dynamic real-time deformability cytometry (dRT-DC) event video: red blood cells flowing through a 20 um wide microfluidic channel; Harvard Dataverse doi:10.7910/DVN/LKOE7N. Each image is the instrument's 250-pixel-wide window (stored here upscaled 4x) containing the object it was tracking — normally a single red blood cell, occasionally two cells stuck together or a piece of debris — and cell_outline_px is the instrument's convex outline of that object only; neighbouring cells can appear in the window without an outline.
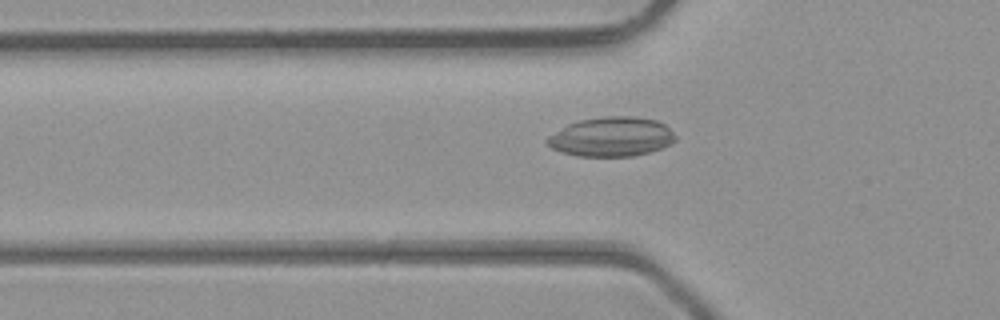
{"species": "common noctule bat (a hibernating species)", "species_latin": "Nyctalus noctula", "temperature_condition": "room temperature", "stored_images_in_passage": 47, "camera_frame_rate_fps": 3000, "um_per_image_px": 0.085, "animal": {"sex": "male", "body_mass_g": 23.1, "forearm_length_mm": 52.7}, "frame": {"image": 1, "passage_image": 16, "time_ms": 5.0, "image_size_px": [1000, 320], "cell_outline_px": [[676, 140], [660, 148], [648, 152], [632, 156], [576, 156], [560, 152], [552, 148], [544, 140], [548, 136], [568, 124], [580, 120], [604, 116], [632, 116], [656, 120], [664, 124], [676, 136]], "centroid_in_image_um": [51.94, 11.62], "position_along_channel_um": 73.9, "area_um2": 29.3}}
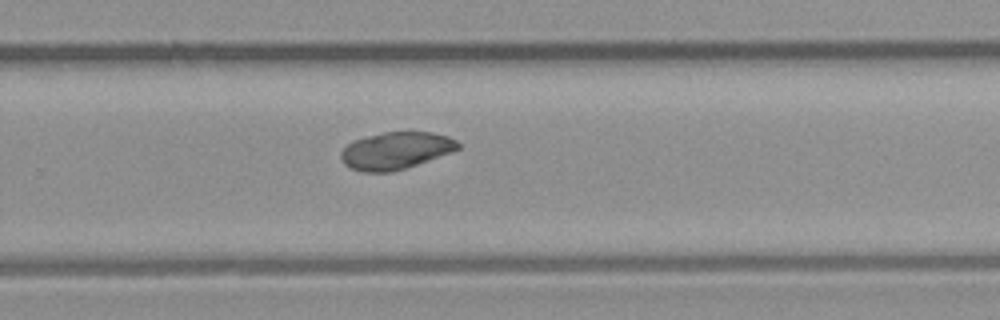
{"frame": {"image": 2, "passage_image": 31, "time_ms": 10.0, "image_size_px": [1000, 320], "cell_outline_px": [[460, 148], [452, 152], [392, 172], [360, 172], [344, 164], [340, 156], [340, 152], [352, 140], [384, 132], [432, 132], [448, 136], [456, 140], [460, 144]], "centroid_in_image_um": [33.63, 12.8], "position_along_channel_um": 296.2, "area_um2": 25.26}}
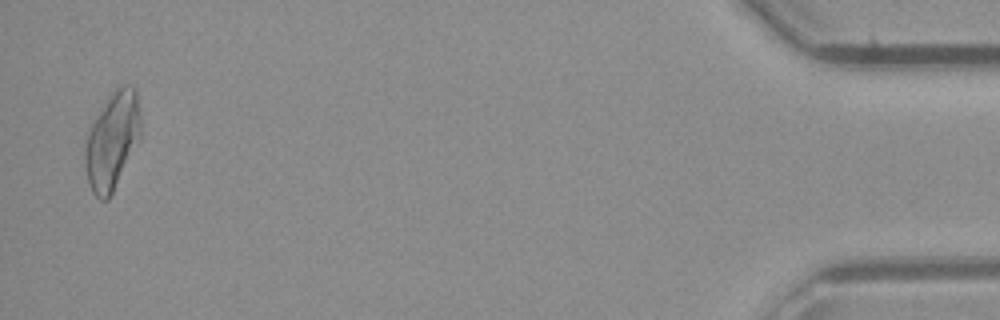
{"frame": {"image": 3, "passage_image": 46, "time_ms": 15.0, "image_size_px": [1000, 320], "cell_outline_px": [[140, 136], [108, 200], [100, 200], [92, 192], [88, 184], [84, 160], [84, 148], [88, 132], [96, 116], [108, 96], [120, 84], [124, 84], [136, 88], [140, 112]], "centroid_in_image_um": [9.52, 11.93], "position_along_channel_um": 425.7, "area_um2": 31.15}}